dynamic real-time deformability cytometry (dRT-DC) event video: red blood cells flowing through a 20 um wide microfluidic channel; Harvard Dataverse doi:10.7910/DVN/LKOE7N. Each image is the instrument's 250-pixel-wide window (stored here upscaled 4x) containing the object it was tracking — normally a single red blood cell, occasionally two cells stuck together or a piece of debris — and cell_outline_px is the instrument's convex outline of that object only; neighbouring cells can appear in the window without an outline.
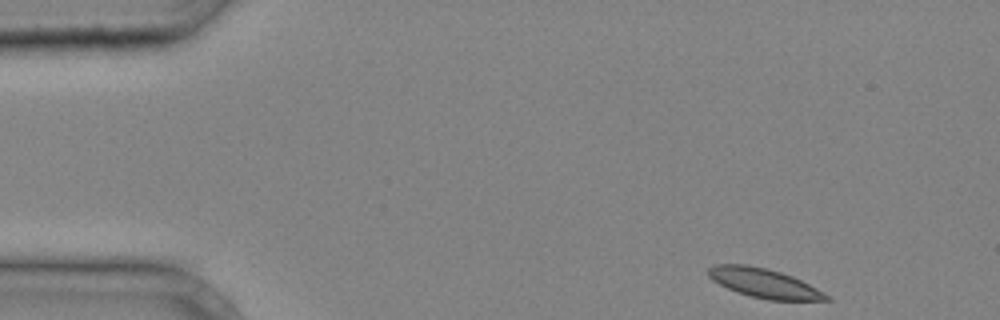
{"species": "common noctule bat (a hibernating species)", "species_latin": "Nyctalus noctula", "temperature_condition": "cold", "stored_images_in_passage": 35, "camera_frame_rate_fps": 3000, "um_per_image_px": 0.085, "animal": {"sex": "male", "body_mass_g": 20.4}, "frame": {"image": 1, "passage_image": 1, "time_ms": 0.0, "image_size_px": [1000, 320], "cell_outline_px": [[832, 300], [768, 300], [736, 292], [712, 280], [708, 276], [708, 268], [716, 264], [748, 264], [768, 268], [792, 276], [824, 292]], "centroid_in_image_um": [64.92, 24.05], "position_along_channel_um": 20.1, "area_um2": 20.0}}
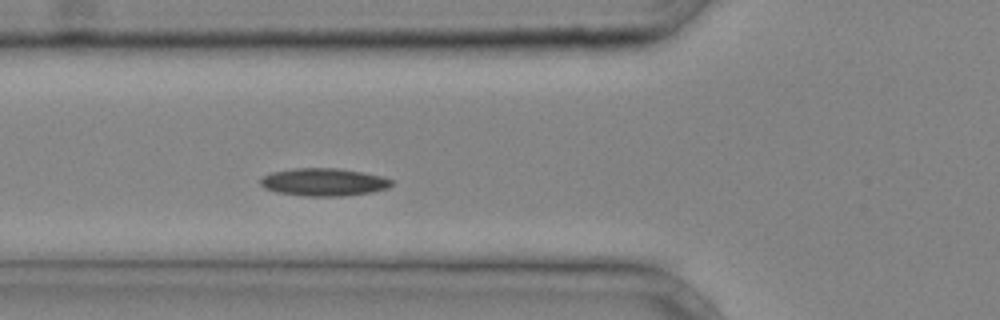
{"frame": {"image": 2, "passage_image": 11, "time_ms": 3.333, "image_size_px": [1000, 320], "cell_outline_px": [[392, 184], [388, 188], [372, 192], [340, 196], [304, 196], [276, 192], [264, 188], [260, 184], [260, 180], [264, 176], [272, 172], [292, 168], [340, 168], [364, 172], [380, 176], [392, 180]], "centroid_in_image_um": [27.5, 15.47], "position_along_channel_um": 98.3, "area_um2": 21.21}}
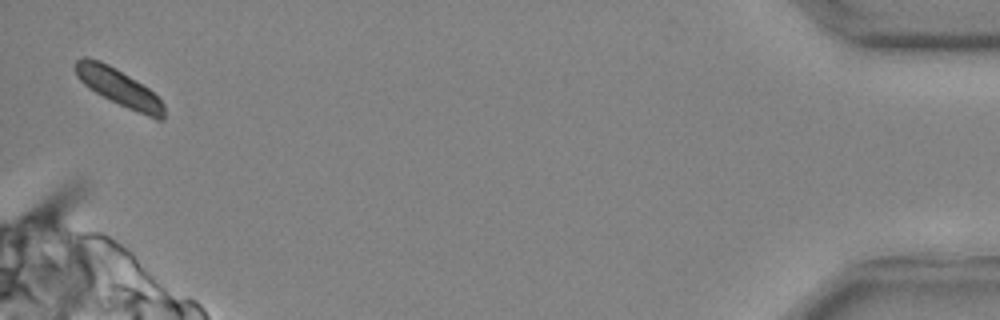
{"frame": {"image": 3, "passage_image": 35, "time_ms": 11.333, "image_size_px": [1000, 320], "cell_outline_px": [[164, 120], [156, 120], [128, 108], [88, 88], [76, 76], [76, 60], [84, 56], [100, 60], [116, 68], [148, 88], [164, 104]], "centroid_in_image_um": [10.11, 7.43], "position_along_channel_um": 425.1, "area_um2": 18.84}}